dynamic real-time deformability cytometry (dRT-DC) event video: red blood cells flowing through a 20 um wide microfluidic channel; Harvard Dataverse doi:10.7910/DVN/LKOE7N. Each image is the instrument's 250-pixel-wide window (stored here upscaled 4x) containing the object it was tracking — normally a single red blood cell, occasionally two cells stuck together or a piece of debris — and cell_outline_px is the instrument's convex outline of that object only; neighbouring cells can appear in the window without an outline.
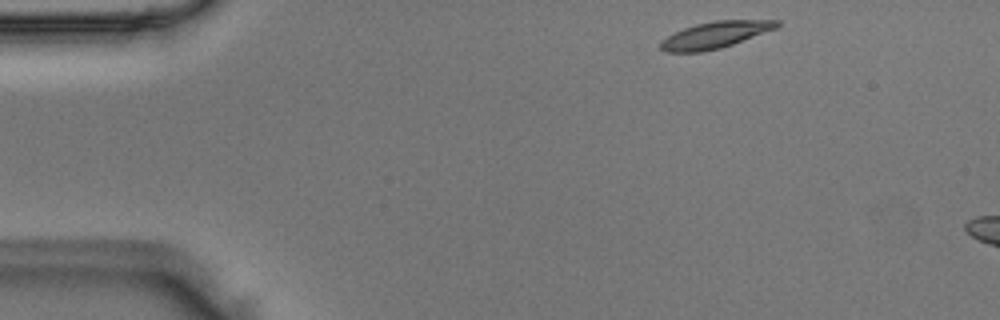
{"species": "Egyptian fruit bat (a non-hibernating species)", "species_latin": "Rousettus aegyptiacus", "temperature_condition": "room temperature", "stored_images_in_passage": 6, "camera_frame_rate_fps": 3000, "um_per_image_px": 0.085, "animal": {"sex": "male"}, "frame": {"image": 1, "passage_image": 1, "time_ms": 0.0, "image_size_px": [1000, 320], "cell_outline_px": [[780, 24], [776, 28], [732, 44], [720, 48], [700, 52], [664, 52], [660, 48], [660, 40], [684, 28], [696, 24], [716, 20], [780, 20]], "centroid_in_image_um": [60.76, 2.97], "position_along_channel_um": 24.2, "area_um2": 17.8}}